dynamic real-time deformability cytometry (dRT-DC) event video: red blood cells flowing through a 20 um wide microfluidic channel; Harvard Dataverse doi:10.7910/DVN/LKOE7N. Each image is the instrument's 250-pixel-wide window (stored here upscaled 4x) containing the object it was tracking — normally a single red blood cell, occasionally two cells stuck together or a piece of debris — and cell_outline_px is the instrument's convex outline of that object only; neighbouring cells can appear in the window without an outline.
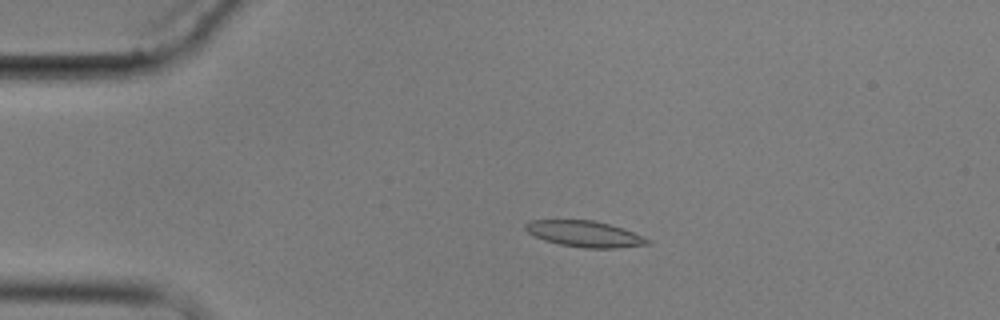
{"species": "common noctule bat (a hibernating species)", "species_latin": "Nyctalus noctula", "temperature_condition": "cold", "stored_images_in_passage": 5, "camera_frame_rate_fps": 3000, "um_per_image_px": 0.085, "animal": {"sex": "male", "body_mass_g": 17.9}, "frame": {"image": 1, "passage_image": 3, "time_ms": 3.0, "image_size_px": [1000, 320], "cell_outline_px": [[652, 244], [616, 248], [584, 248], [560, 244], [544, 240], [528, 232], [524, 228], [524, 224], [532, 220], [592, 220], [608, 224], [644, 236], [652, 240]], "centroid_in_image_um": [49.72, 19.89], "position_along_channel_um": 35.3, "area_um2": 18.44}}
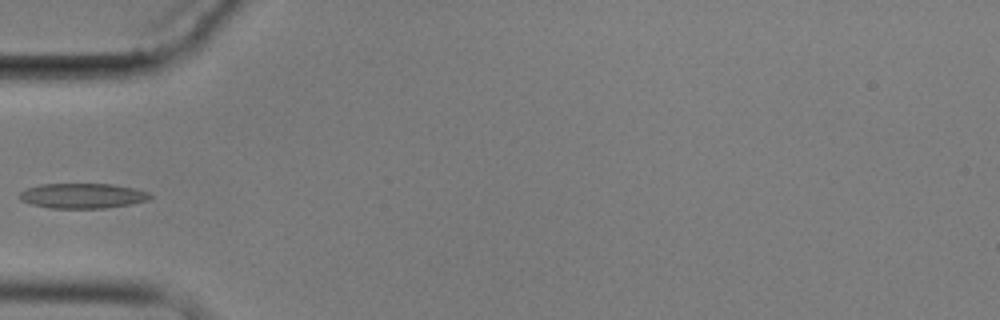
{"frame": {"image": 2, "passage_image": 5, "time_ms": 5.333, "image_size_px": [1000, 320], "cell_outline_px": [[152, 196], [148, 200], [128, 204], [104, 208], [52, 208], [32, 204], [20, 200], [16, 196], [20, 192], [28, 188], [40, 184], [112, 184], [136, 188], [148, 192]], "centroid_in_image_um": [6.99, 16.63], "position_along_channel_um": 78.0, "area_um2": 19.02}}